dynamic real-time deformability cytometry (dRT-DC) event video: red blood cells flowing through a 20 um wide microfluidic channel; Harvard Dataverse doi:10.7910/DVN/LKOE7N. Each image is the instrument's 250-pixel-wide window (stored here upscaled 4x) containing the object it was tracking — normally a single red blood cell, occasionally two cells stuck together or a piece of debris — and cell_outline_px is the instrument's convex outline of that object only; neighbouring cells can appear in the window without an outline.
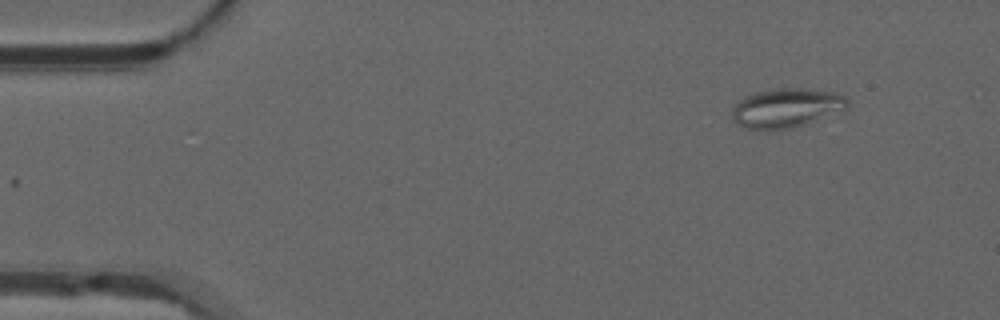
{"species": "common noctule bat (a hibernating species)", "species_latin": "Nyctalus noctula", "temperature_condition": "warm", "stored_images_in_passage": 7, "camera_frame_rate_fps": 3000, "um_per_image_px": 0.085, "animal": {"sex": "male", "forearm_length_mm": 52.5}, "frame": {"image": 1, "passage_image": 1, "time_ms": 0.0, "image_size_px": [1000, 320], "cell_outline_px": [[848, 108], [804, 124], [788, 128], [748, 128], [736, 124], [732, 120], [732, 108], [740, 100], [752, 92], [776, 88], [800, 88], [836, 92], [844, 96], [848, 100]], "centroid_in_image_um": [66.83, 9.14], "position_along_channel_um": 18.2, "area_um2": 26.01}}